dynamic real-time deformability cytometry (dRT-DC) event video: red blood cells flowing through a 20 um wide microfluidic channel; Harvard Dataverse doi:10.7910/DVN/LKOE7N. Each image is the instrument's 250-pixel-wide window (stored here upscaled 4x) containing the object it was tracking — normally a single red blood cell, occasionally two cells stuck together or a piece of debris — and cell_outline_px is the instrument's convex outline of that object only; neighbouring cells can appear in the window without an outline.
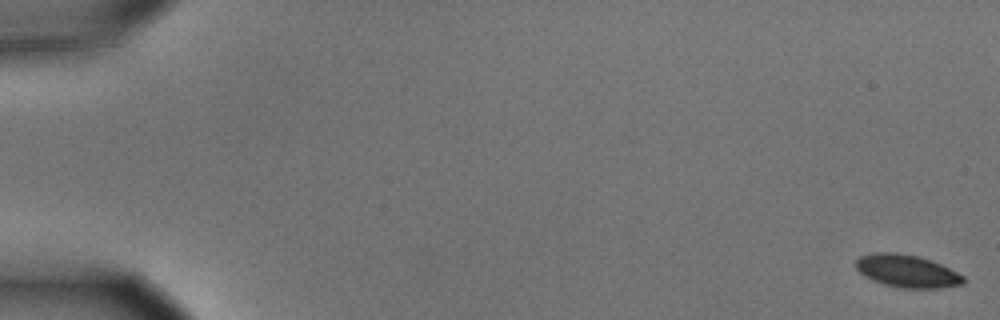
{"species": "common noctule bat (a hibernating species)", "species_latin": "Nyctalus noctula", "temperature_condition": "cold", "stored_images_in_passage": 57, "camera_frame_rate_fps": 3000, "um_per_image_px": 0.085, "animal": {"sex": "male", "body_mass_g": 15.6}, "frame": {"image": 1, "passage_image": 1, "time_ms": 0.0, "image_size_px": [1000, 320], "cell_outline_px": [[964, 284], [940, 288], [900, 288], [884, 284], [872, 280], [864, 276], [856, 268], [856, 260], [860, 256], [872, 252], [896, 252], [916, 256], [940, 264], [964, 276]], "centroid_in_image_um": [77.06, 23.04], "position_along_channel_um": 7.9, "area_um2": 20.35}}
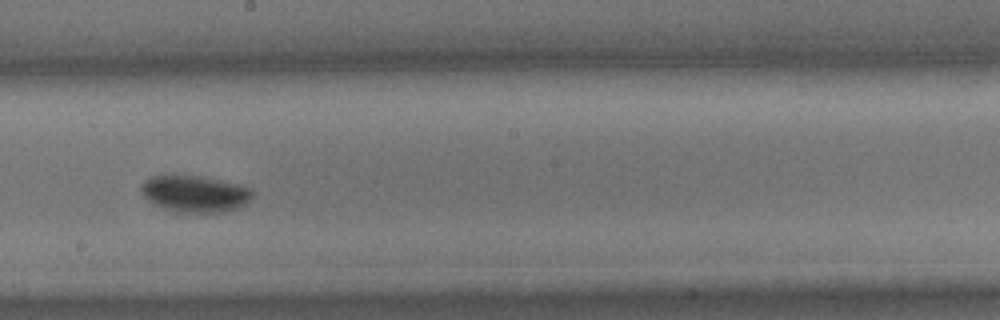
{"frame": {"image": 2, "passage_image": 33, "time_ms": 10.667, "image_size_px": [1000, 320], "cell_outline_px": [[252, 196], [244, 204], [228, 212], [176, 212], [152, 204], [140, 192], [140, 184], [144, 180], [152, 176], [200, 176], [240, 184], [252, 188]], "centroid_in_image_um": [16.54, 16.47], "position_along_channel_um": 231.7, "area_um2": 23.76}}
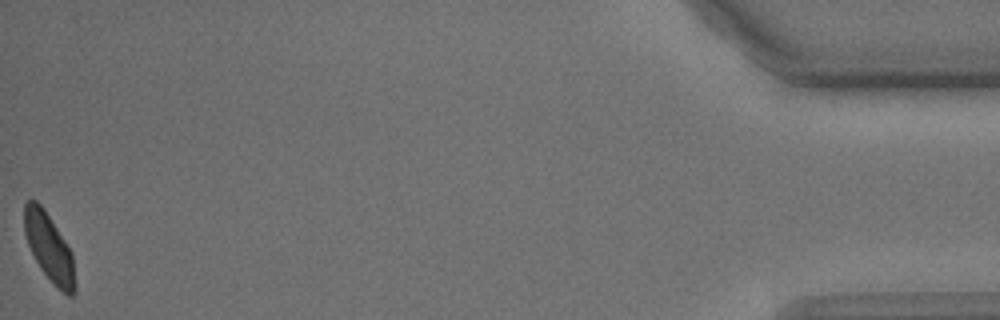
{"frame": {"image": 3, "passage_image": 57, "time_ms": 18.667, "image_size_px": [1000, 320], "cell_outline_px": [[76, 288], [72, 296], [68, 296], [40, 268], [28, 244], [24, 232], [24, 204], [28, 200], [36, 200], [44, 208], [72, 252]], "centroid_in_image_um": [4.17, 21.0], "position_along_channel_um": 431.0, "area_um2": 19.59}}